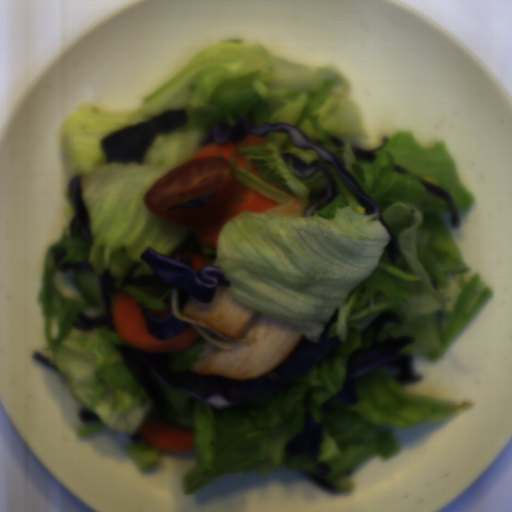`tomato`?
<instances>
[{"label":"tomato","instance_id":"512abeb7","mask_svg":"<svg viewBox=\"0 0 512 512\" xmlns=\"http://www.w3.org/2000/svg\"><path fill=\"white\" fill-rule=\"evenodd\" d=\"M235 186L230 161L199 157L163 174L146 190L144 200L165 223L195 226L221 215Z\"/></svg>","mask_w":512,"mask_h":512}]
</instances>
